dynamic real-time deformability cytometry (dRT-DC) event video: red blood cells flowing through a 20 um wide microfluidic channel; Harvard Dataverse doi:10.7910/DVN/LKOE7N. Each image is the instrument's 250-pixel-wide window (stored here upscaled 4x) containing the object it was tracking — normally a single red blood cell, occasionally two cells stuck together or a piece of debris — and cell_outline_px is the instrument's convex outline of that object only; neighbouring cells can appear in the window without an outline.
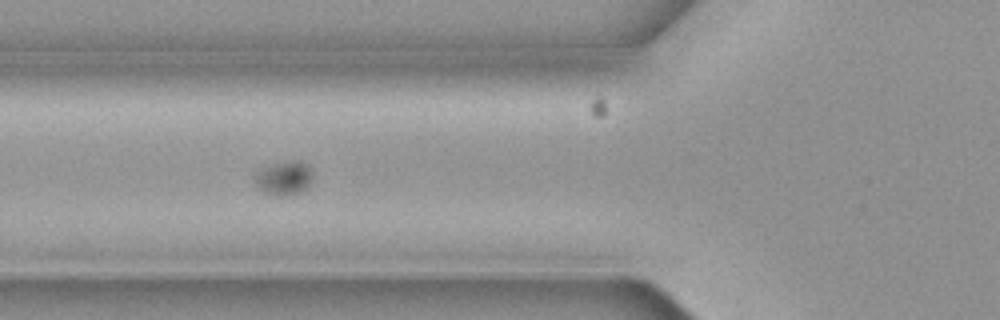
{"species": "common noctule bat (a hibernating species)", "species_latin": "Nyctalus noctula", "temperature_condition": "cold", "stored_images_in_passage": 8, "camera_frame_rate_fps": 3000, "um_per_image_px": 0.085, "animal": {"sex": "female", "body_mass_g": 19.3, "forearm_length_mm": 54.1}, "frame": {"image": 1, "passage_image": 6, "time_ms": 1.667, "image_size_px": [1000, 320], "cell_outline_px": [[312, 176], [308, 184], [300, 192], [280, 196], [272, 196], [264, 192], [256, 184], [252, 176], [276, 164], [304, 164], [312, 172]], "centroid_in_image_um": [24.09, 15.23], "position_along_channel_um": 101.7, "area_um2": 10.35}}
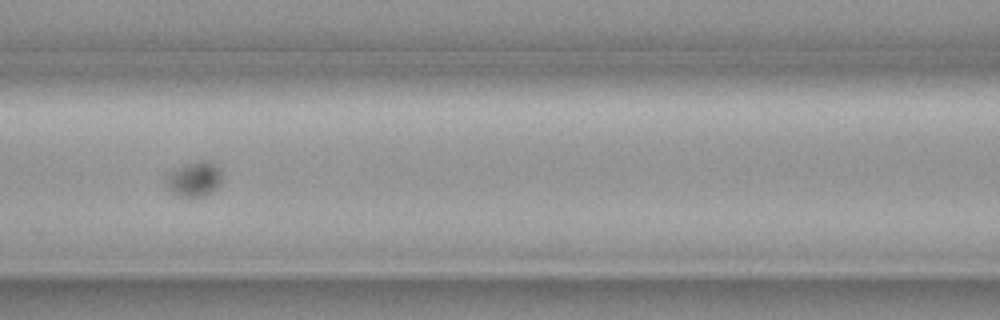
{"frame": {"image": 2, "passage_image": 7, "time_ms": 2.0, "image_size_px": [1000, 320], "cell_outline_px": [[224, 176], [220, 184], [212, 192], [204, 196], [176, 196], [168, 188], [168, 176], [172, 172], [188, 164], [200, 160], [208, 160], [216, 164], [220, 168]], "centroid_in_image_um": [16.62, 15.22], "position_along_channel_um": 150.0, "area_um2": 11.16}}